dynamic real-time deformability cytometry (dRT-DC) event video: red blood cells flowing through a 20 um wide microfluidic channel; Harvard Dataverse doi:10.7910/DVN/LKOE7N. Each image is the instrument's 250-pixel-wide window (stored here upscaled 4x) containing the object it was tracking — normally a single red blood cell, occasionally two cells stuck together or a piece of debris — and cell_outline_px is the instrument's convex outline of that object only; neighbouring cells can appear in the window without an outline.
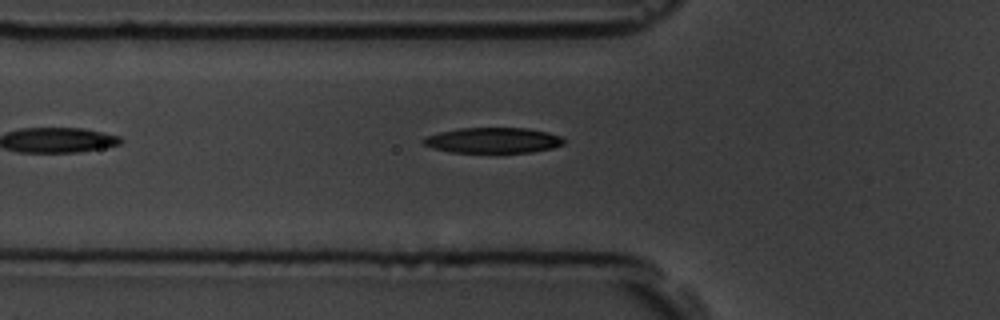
{"species": "common noctule bat (a hibernating species)", "species_latin": "Nyctalus noctula", "temperature_condition": "room temperature", "stored_images_in_passage": 5, "camera_frame_rate_fps": 3000, "um_per_image_px": 0.085, "animal": {"sex": "male", "body_mass_g": 19.5, "forearm_length_mm": 54.6}, "frame": {"image": 1, "passage_image": 5, "time_ms": 5.667, "image_size_px": [1000, 320], "cell_outline_px": [[568, 140], [564, 144], [552, 148], [532, 152], [452, 152], [432, 148], [424, 144], [420, 140], [424, 136], [440, 132], [460, 128], [528, 128], [548, 132], [560, 136]], "centroid_in_image_um": [41.92, 11.92], "position_along_channel_um": 83.9, "area_um2": 20.98}}